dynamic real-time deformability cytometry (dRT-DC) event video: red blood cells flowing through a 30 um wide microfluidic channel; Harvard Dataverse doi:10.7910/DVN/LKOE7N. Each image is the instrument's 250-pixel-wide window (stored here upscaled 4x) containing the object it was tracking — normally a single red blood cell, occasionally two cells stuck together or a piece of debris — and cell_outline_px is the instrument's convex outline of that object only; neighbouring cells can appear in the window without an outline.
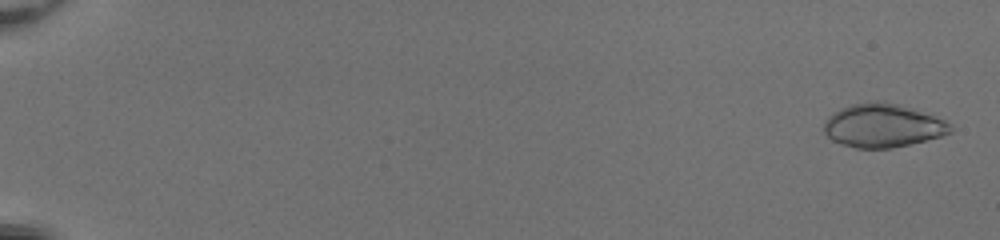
{"species": "common noctule bat (a hibernating species)", "species_latin": "Nyctalus noctula", "temperature_condition": "room temperature", "stored_images_in_passage": 53, "camera_frame_rate_fps": 3000, "um_per_image_px": 0.085, "animal": {"sex": "female", "body_mass_g": 20.0, "forearm_length_mm": 54.0}, "frame": {"image": 1, "passage_image": 2, "time_ms": 0.333, "image_size_px": [1000, 240], "cell_outline_px": [[952, 132], [940, 136], [892, 148], [856, 148], [832, 140], [824, 132], [824, 120], [828, 116], [840, 108], [852, 104], [876, 100], [884, 100], [900, 104], [912, 108], [944, 120], [952, 124]], "centroid_in_image_um": [75.02, 10.65], "position_along_channel_um": 10.0, "area_um2": 32.02}}
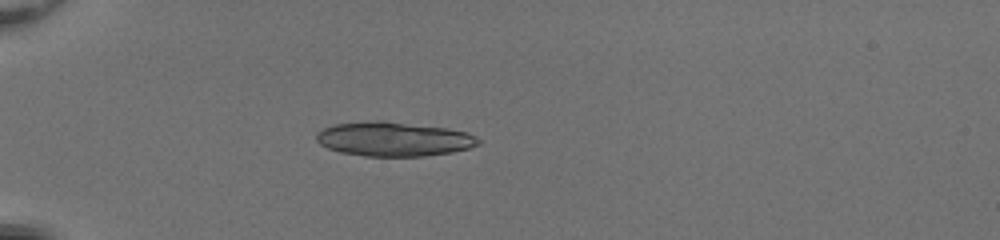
{"frame": {"image": 2, "passage_image": 18, "time_ms": 5.667, "image_size_px": [1000, 240], "cell_outline_px": [[480, 144], [468, 148], [452, 152], [424, 156], [364, 156], [340, 152], [328, 148], [320, 144], [316, 140], [316, 132], [324, 128], [336, 124], [376, 120], [380, 120], [448, 128], [468, 132], [476, 136], [480, 140]], "centroid_in_image_um": [33.47, 11.82], "position_along_channel_um": 51.5, "area_um2": 32.43}}